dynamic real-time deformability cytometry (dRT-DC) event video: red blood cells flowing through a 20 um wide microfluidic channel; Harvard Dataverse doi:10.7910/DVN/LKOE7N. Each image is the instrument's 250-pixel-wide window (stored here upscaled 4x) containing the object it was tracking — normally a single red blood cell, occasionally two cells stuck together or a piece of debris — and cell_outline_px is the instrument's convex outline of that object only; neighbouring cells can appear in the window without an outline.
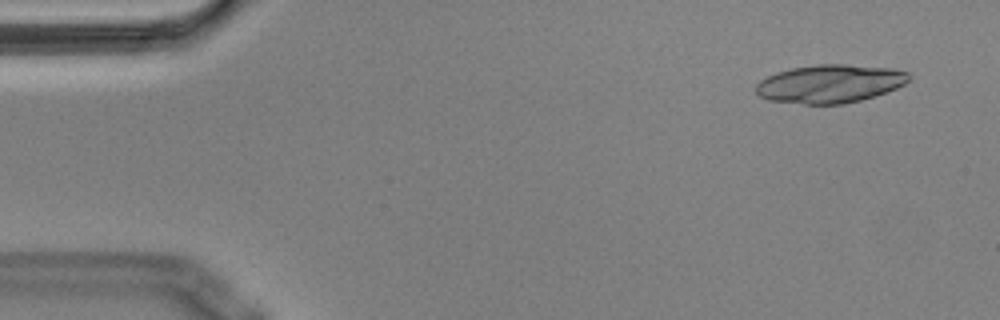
{"species": "Egyptian fruit bat (a non-hibernating species)", "species_latin": "Rousettus aegyptiacus", "temperature_condition": "cold", "stored_images_in_passage": 18, "camera_frame_rate_fps": 3000, "um_per_image_px": 0.085, "animal": {"sex": "male"}, "frame": {"image": 1, "passage_image": 4, "time_ms": 1.0, "image_size_px": [1000, 320], "cell_outline_px": [[908, 80], [904, 84], [896, 88], [860, 100], [844, 104], [804, 104], [768, 100], [760, 96], [756, 92], [756, 84], [760, 80], [776, 72], [792, 68], [816, 64], [844, 64], [892, 68], [908, 72]], "centroid_in_image_um": [70.51, 7.11], "position_along_channel_um": 14.5, "area_um2": 33.93}}